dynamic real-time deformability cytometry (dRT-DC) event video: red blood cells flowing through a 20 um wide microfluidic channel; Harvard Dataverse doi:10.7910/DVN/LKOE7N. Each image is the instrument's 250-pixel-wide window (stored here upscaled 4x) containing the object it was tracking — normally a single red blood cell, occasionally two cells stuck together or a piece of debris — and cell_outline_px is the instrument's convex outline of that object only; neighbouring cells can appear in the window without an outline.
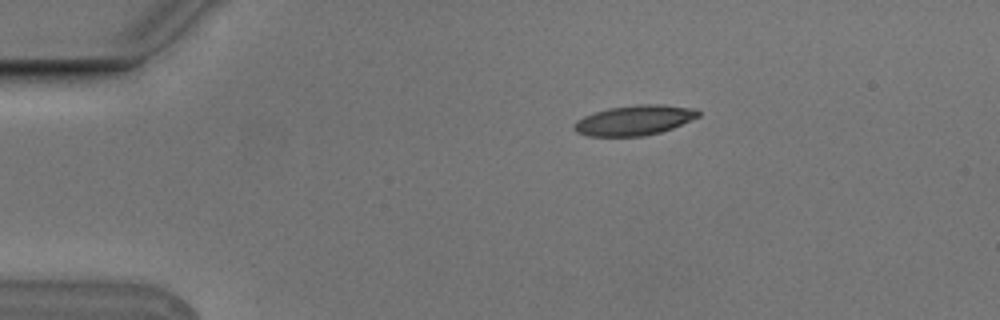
{"species": "Egyptian fruit bat (a non-hibernating species)", "species_latin": "Rousettus aegyptiacus", "temperature_condition": "cold", "stored_images_in_passage": 3, "camera_frame_rate_fps": 3000, "um_per_image_px": 0.085, "animal": {"sex": "male"}, "frame": {"image": 1, "passage_image": 1, "time_ms": 0.0, "image_size_px": [1000, 320], "cell_outline_px": [[700, 116], [672, 128], [660, 132], [644, 136], [588, 136], [576, 132], [572, 128], [572, 124], [576, 120], [584, 116], [608, 108], [636, 104], [660, 104], [696, 108], [700, 112]], "centroid_in_image_um": [53.91, 10.21], "position_along_channel_um": 31.1, "area_um2": 21.85}}
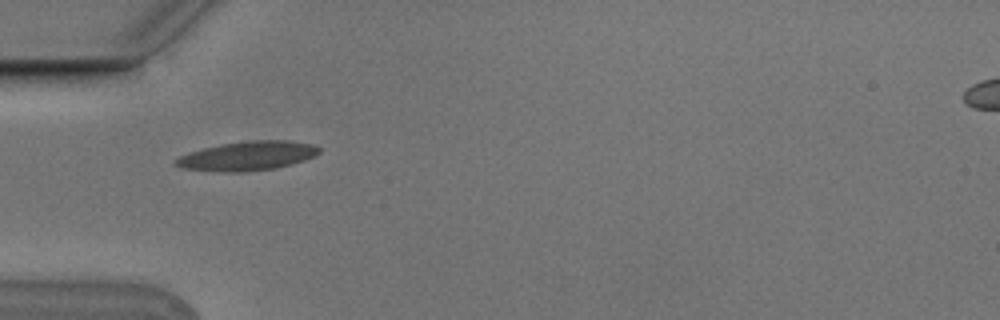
{"frame": {"image": 2, "passage_image": 3, "time_ms": 0.667, "image_size_px": [1000, 320], "cell_outline_px": [[320, 152], [304, 160], [292, 164], [276, 168], [244, 172], [224, 172], [180, 168], [172, 164], [172, 160], [188, 152], [220, 144], [252, 140], [288, 140], [312, 144], [320, 148]], "centroid_in_image_um": [20.98, 13.26], "position_along_channel_um": 64.0, "area_um2": 24.51}}